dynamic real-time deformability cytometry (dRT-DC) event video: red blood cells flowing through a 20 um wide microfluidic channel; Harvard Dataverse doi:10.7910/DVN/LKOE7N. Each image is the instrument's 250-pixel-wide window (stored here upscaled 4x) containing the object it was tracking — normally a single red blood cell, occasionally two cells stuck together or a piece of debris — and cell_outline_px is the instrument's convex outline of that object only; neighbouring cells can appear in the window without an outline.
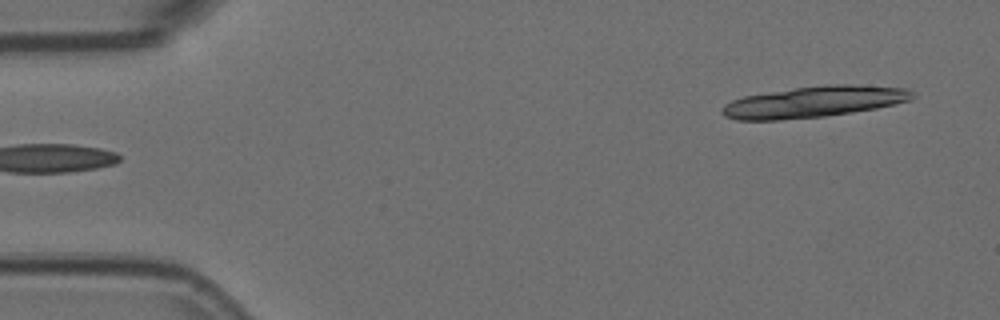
{"species": "Egyptian fruit bat (a non-hibernating species)", "species_latin": "Rousettus aegyptiacus", "temperature_condition": "room temperature", "stored_images_in_passage": 5, "segment_of_instrument_passage": [2, 2], "camera_frame_rate_fps": 3000, "um_per_image_px": 0.085, "animal": {"sex": "female"}, "frame": {"image": 1, "passage_image": 5, "time_ms": 1.333, "image_size_px": [1000, 320], "cell_outline_px": [[916, 96], [912, 100], [876, 108], [824, 116], [780, 120], [736, 120], [724, 116], [720, 112], [720, 108], [724, 104], [732, 100], [744, 96], [768, 92], [824, 84], [852, 84], [904, 88], [916, 92]], "centroid_in_image_um": [69.18, 8.65], "position_along_channel_um": 15.8, "area_um2": 34.68}}